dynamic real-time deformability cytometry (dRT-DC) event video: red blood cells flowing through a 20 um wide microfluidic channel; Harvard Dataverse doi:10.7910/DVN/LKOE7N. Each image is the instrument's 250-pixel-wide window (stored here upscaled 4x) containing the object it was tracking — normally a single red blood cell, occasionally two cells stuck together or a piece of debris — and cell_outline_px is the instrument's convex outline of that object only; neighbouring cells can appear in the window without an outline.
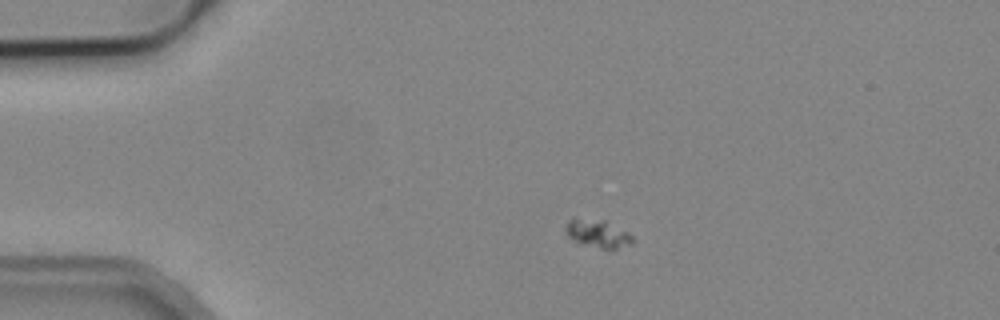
{"species": "common noctule bat (a hibernating species)", "species_latin": "Nyctalus noctula", "temperature_condition": "cold", "stored_images_in_passage": 4, "camera_frame_rate_fps": 3000, "um_per_image_px": 0.085, "animal": {"sex": "male", "body_mass_g": 19.2, "forearm_length_mm": 51.8}, "frame": {"image": 1, "passage_image": 3, "time_ms": 2.333, "image_size_px": [1000, 320], "cell_outline_px": [[636, 240], [632, 244], [616, 248], [600, 248], [576, 240], [568, 236], [564, 228], [572, 216], [604, 220], [628, 232]], "centroid_in_image_um": [50.82, 19.81], "position_along_channel_um": 34.2, "area_um2": 10.81}}